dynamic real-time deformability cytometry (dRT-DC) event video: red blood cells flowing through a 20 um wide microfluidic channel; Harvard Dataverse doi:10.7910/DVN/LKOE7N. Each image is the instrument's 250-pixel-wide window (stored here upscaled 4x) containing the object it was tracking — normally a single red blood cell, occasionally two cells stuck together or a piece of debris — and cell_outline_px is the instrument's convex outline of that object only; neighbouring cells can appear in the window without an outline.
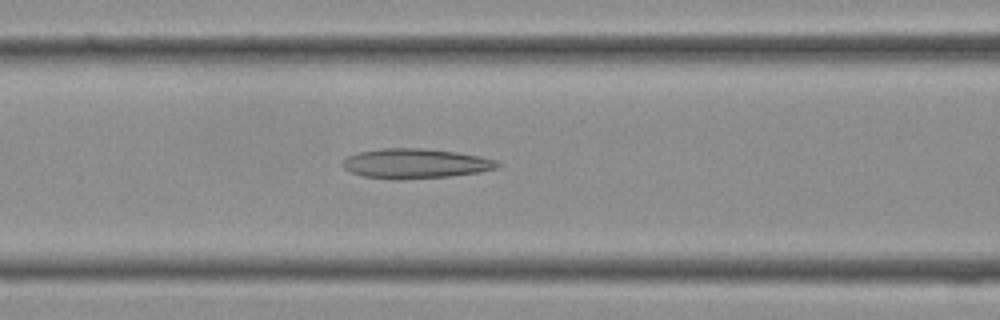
{"species": "Egyptian fruit bat (a non-hibernating species)", "species_latin": "Rousettus aegyptiacus", "temperature_condition": "cold", "stored_images_in_passage": 30, "camera_frame_rate_fps": 3000, "um_per_image_px": 0.085, "frame": {"image": 1, "passage_image": 14, "time_ms": 4.333, "image_size_px": [1000, 320], "cell_outline_px": [[504, 164], [500, 168], [480, 172], [448, 176], [400, 180], [392, 180], [360, 176], [348, 172], [340, 164], [348, 156], [360, 152], [380, 148], [424, 148], [456, 152], [480, 156], [496, 160]], "centroid_in_image_um": [35.31, 13.91], "position_along_channel_um": 131.3, "area_um2": 27.34}}
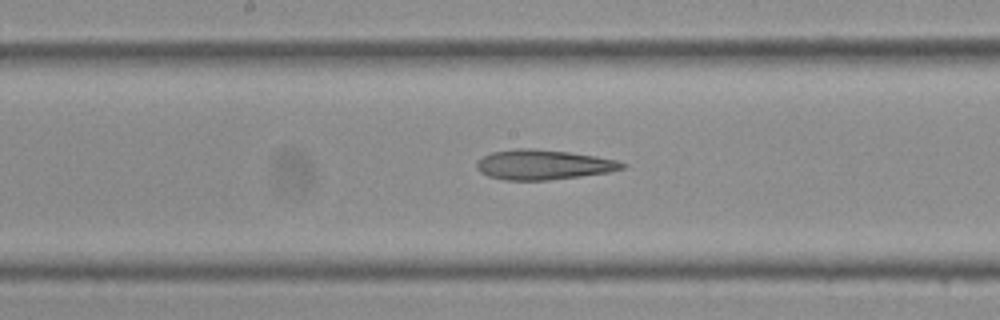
{"frame": {"image": 2, "passage_image": 18, "time_ms": 5.667, "image_size_px": [1000, 320], "cell_outline_px": [[628, 164], [624, 168], [608, 172], [580, 176], [548, 180], [504, 180], [488, 176], [480, 172], [476, 168], [476, 160], [492, 152], [516, 148], [532, 148], [568, 152], [596, 156], [616, 160]], "centroid_in_image_um": [46.15, 13.99], "position_along_channel_um": 202.0, "area_um2": 25.37}}
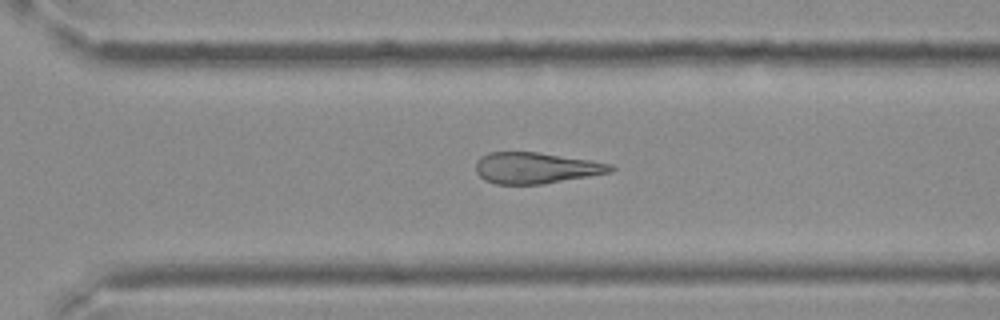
{"frame": {"image": 3, "passage_image": 25, "time_ms": 8.0, "image_size_px": [1000, 320], "cell_outline_px": [[616, 168], [612, 172], [544, 184], [496, 184], [484, 180], [476, 172], [476, 160], [480, 156], [488, 152], [536, 152], [592, 160], [612, 164]], "centroid_in_image_um": [45.55, 14.27], "position_along_channel_um": 325.0, "area_um2": 24.62}}